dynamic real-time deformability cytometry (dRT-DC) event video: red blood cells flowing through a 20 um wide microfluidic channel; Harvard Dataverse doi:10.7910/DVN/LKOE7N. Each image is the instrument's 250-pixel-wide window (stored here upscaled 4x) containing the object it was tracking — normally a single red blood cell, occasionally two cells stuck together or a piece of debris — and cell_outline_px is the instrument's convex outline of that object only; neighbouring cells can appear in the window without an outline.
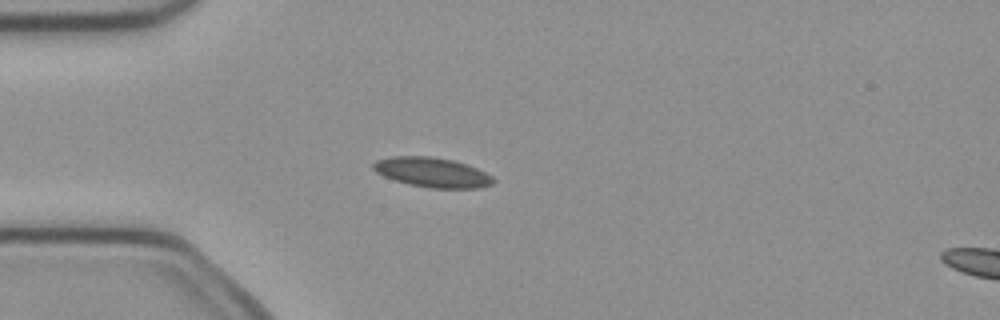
{"species": "common noctule bat (a hibernating species)", "species_latin": "Nyctalus noctula", "temperature_condition": "cold", "stored_images_in_passage": 38, "camera_frame_rate_fps": 3000, "um_per_image_px": 0.085, "animal": {"sex": "female", "body_mass_g": 21.9}, "frame": {"image": 1, "passage_image": 1, "time_ms": 0.0, "image_size_px": [1000, 320], "cell_outline_px": [[496, 180], [492, 184], [476, 188], [428, 188], [408, 184], [384, 176], [376, 172], [372, 168], [372, 164], [376, 160], [392, 156], [432, 156], [452, 160], [468, 164], [492, 176]], "centroid_in_image_um": [36.73, 14.64], "position_along_channel_um": 48.3, "area_um2": 20.81}}
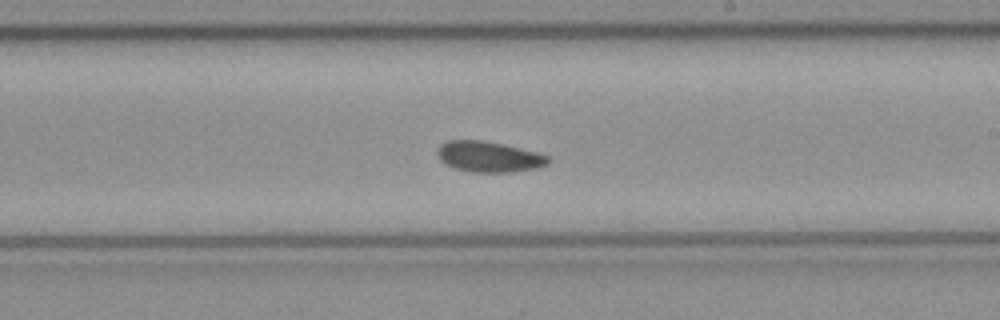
{"frame": {"image": 2, "passage_image": 17, "time_ms": 5.333, "image_size_px": [1000, 320], "cell_outline_px": [[552, 160], [548, 164], [536, 168], [512, 172], [472, 172], [456, 168], [440, 160], [436, 152], [440, 144], [448, 140], [484, 140], [504, 144], [536, 152], [548, 156]], "centroid_in_image_um": [41.57, 13.31], "position_along_channel_um": 247.4, "area_um2": 19.83}}
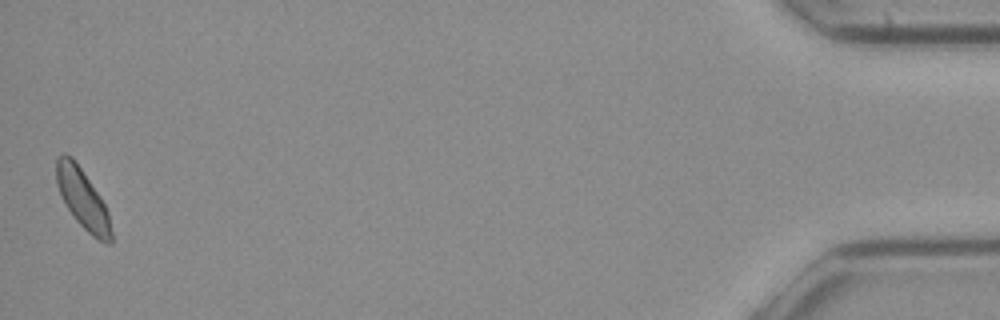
{"frame": {"image": 3, "passage_image": 38, "time_ms": 12.333, "image_size_px": [1000, 320], "cell_outline_px": [[112, 244], [104, 244], [92, 236], [76, 220], [68, 208], [56, 184], [56, 156], [64, 152], [72, 156], [104, 204], [108, 212], [112, 232]], "centroid_in_image_um": [7.02, 16.92], "position_along_channel_um": 428.2, "area_um2": 18.79}, "authors_computed_cell_mechanics": {"area_um2": 19.5942, "velocity_mm_per_s": 3.9884, "shape_relaxation_time_tau1_ms": 10.1056, "shape_relaxation_time_tau2_ms": 7.7771, "deformation_change_tau1": 0.0963, "deformation_change_tau2": 0.1216}}